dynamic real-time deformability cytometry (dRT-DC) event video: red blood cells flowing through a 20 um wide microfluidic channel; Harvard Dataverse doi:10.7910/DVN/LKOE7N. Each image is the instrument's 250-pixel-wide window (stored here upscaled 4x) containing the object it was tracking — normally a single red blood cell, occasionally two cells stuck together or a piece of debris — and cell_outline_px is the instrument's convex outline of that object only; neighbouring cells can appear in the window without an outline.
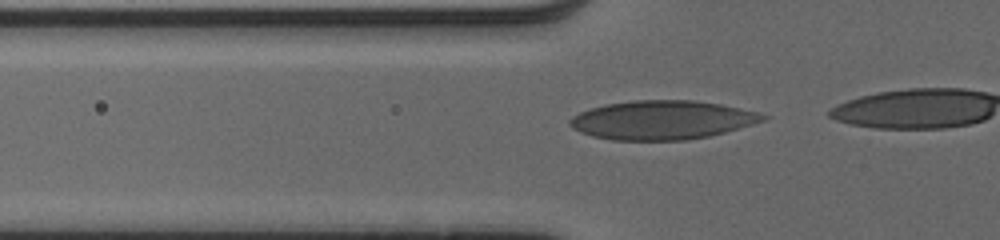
{"species": "human", "species_latin": "Homo sapiens", "temperature_condition": "cold", "stored_images_in_passage": 21, "camera_frame_rate_fps": 3000, "um_per_image_px": 0.085, "donor": {"sex": "male"}, "frame": {"image": 1, "passage_image": 15, "time_ms": 4.667, "image_size_px": [1000, 240], "cell_outline_px": [[768, 120], [724, 132], [708, 136], [684, 140], [612, 140], [592, 136], [580, 132], [572, 128], [568, 124], [568, 120], [572, 116], [580, 112], [604, 104], [632, 100], [692, 100], [720, 104], [760, 112], [768, 116]], "centroid_in_image_um": [56.27, 10.2], "position_along_channel_um": 69.5, "area_um2": 43.87}}
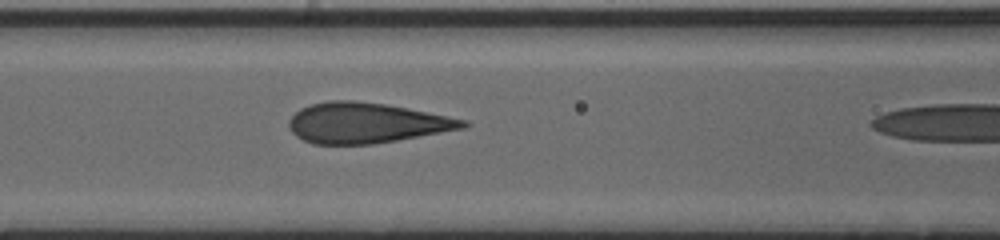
{"frame": {"image": 2, "passage_image": 20, "time_ms": 6.333, "image_size_px": [1000, 240], "cell_outline_px": [[472, 124], [464, 128], [396, 140], [372, 144], [312, 144], [296, 136], [292, 132], [288, 124], [288, 120], [300, 108], [312, 104], [328, 100], [352, 100], [384, 104], [408, 108], [468, 120]], "centroid_in_image_um": [31.13, 10.44], "position_along_channel_um": 135.5, "area_um2": 40.81}}